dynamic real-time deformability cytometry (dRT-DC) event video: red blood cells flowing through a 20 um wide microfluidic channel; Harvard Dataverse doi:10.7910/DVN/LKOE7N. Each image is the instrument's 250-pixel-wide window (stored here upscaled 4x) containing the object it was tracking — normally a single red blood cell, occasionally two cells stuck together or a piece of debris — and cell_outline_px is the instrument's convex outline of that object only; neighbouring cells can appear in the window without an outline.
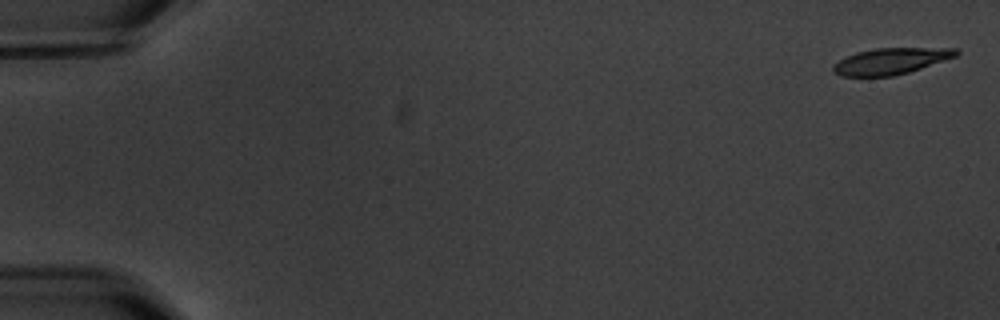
{"species": "common noctule bat (a hibernating species)", "species_latin": "Nyctalus noctula", "temperature_condition": "warm", "stored_images_in_passage": 6, "segment_of_instrument_passage": [1, 2], "camera_frame_rate_fps": 3000, "um_per_image_px": 0.085, "animal": {"sex": "male", "body_mass_g": 20.1, "forearm_length_mm": 53.5}, "frame": {"image": 1, "passage_image": 1, "time_ms": 0.0, "image_size_px": [1000, 320], "cell_outline_px": [[960, 52], [956, 56], [908, 72], [892, 76], [840, 76], [832, 72], [832, 68], [840, 60], [856, 52], [876, 48], [956, 48]], "centroid_in_image_um": [75.71, 5.19], "position_along_channel_um": 9.3, "area_um2": 18.55}}
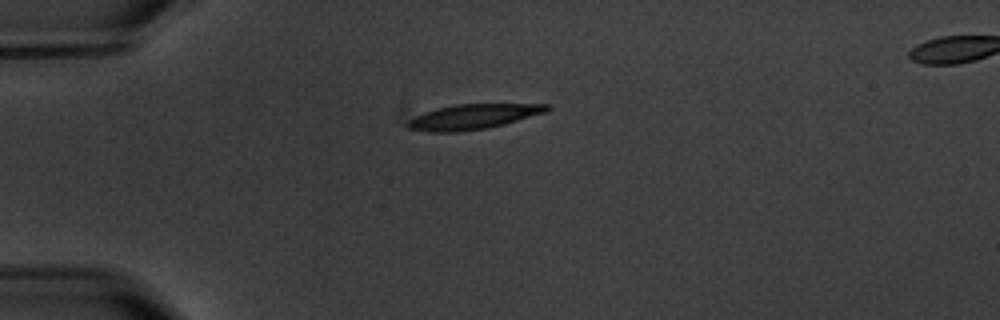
{"frame": {"image": 2, "passage_image": 5, "time_ms": 4.667, "image_size_px": [1000, 320], "cell_outline_px": [[552, 108], [544, 112], [504, 124], [488, 128], [456, 132], [428, 132], [408, 128], [404, 124], [408, 120], [424, 112], [456, 104], [552, 104]], "centroid_in_image_um": [40.19, 9.92], "position_along_channel_um": 44.8, "area_um2": 20.17}}